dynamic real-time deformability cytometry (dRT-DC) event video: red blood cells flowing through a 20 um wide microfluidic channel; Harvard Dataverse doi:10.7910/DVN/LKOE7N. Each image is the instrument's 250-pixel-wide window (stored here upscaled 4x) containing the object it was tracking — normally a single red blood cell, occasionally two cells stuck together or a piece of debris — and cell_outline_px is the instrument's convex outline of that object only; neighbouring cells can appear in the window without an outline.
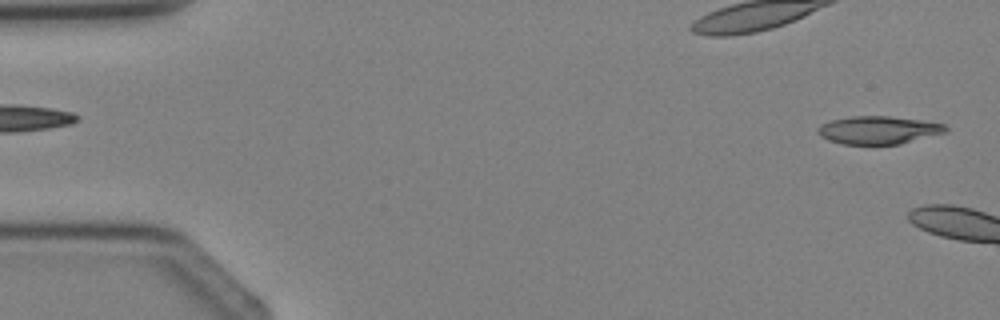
{"species": "Egyptian fruit bat (a non-hibernating species)", "species_latin": "Rousettus aegyptiacus", "temperature_condition": "cold", "stored_images_in_passage": 3, "camera_frame_rate_fps": 3000, "um_per_image_px": 0.085, "animal": {"sex": "female"}, "frame": {"image": 1, "passage_image": 3, "time_ms": 2.333, "image_size_px": [1000, 320], "cell_outline_px": [[948, 132], [900, 144], [872, 148], [844, 144], [828, 140], [820, 136], [816, 132], [816, 128], [820, 124], [832, 120], [852, 116], [888, 116], [920, 120], [944, 124], [948, 128]], "centroid_in_image_um": [74.63, 11.1], "position_along_channel_um": 10.4, "area_um2": 21.68}}